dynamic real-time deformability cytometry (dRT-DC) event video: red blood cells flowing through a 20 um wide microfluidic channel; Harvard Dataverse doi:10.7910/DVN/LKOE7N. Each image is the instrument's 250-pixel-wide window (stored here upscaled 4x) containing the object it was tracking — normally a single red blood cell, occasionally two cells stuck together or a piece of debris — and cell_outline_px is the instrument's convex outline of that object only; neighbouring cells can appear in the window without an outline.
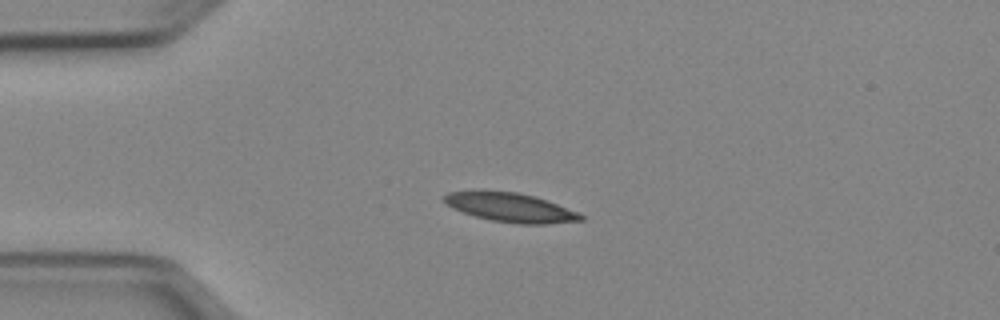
{"species": "Egyptian fruit bat (a non-hibernating species)", "species_latin": "Rousettus aegyptiacus", "temperature_condition": "cold", "stored_images_in_passage": 40, "camera_frame_rate_fps": 3000, "um_per_image_px": 0.085, "animal": {"sex": "female"}, "frame": {"image": 1, "passage_image": 1, "time_ms": 0.0, "image_size_px": [1000, 320], "cell_outline_px": [[584, 220], [548, 224], [516, 224], [492, 220], [476, 216], [452, 208], [440, 196], [448, 192], [476, 188], [484, 188], [516, 192], [548, 200], [576, 212], [584, 216]], "centroid_in_image_um": [43.3, 17.59], "position_along_channel_um": 41.7, "area_um2": 23.7}}
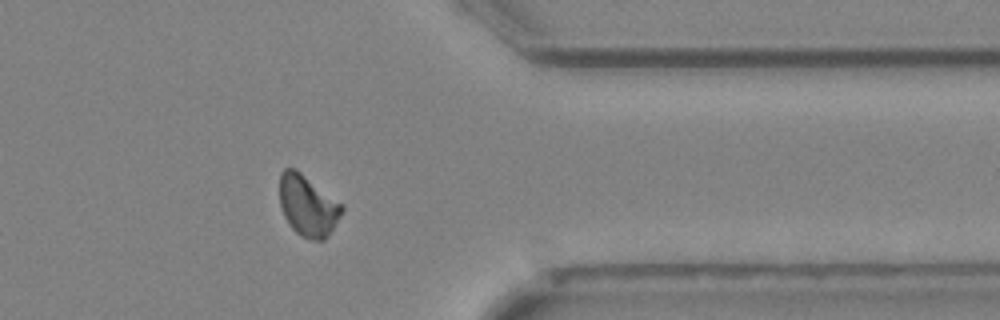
{"frame": {"image": 2, "passage_image": 30, "time_ms": 9.667, "image_size_px": [1000, 320], "cell_outline_px": [[344, 208], [340, 216], [324, 240], [308, 240], [300, 236], [292, 228], [284, 216], [280, 204], [280, 172], [284, 168], [292, 168], [300, 172], [344, 204]], "centroid_in_image_um": [26.16, 17.48], "position_along_channel_um": 385.2, "area_um2": 22.08}}
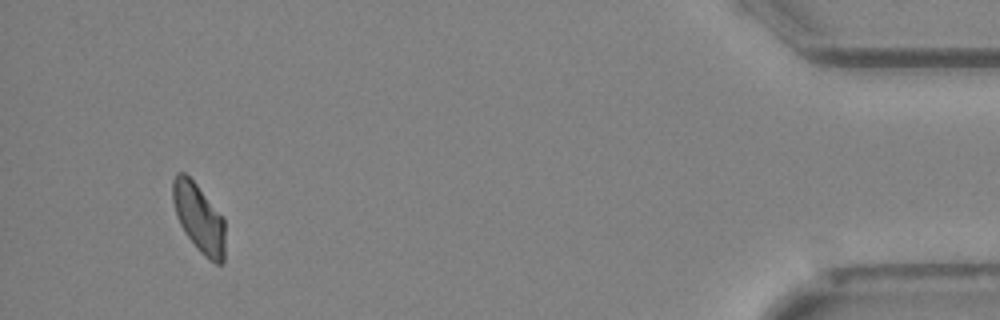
{"frame": {"image": 3, "passage_image": 37, "time_ms": 12.0, "image_size_px": [1000, 320], "cell_outline_px": [[224, 260], [220, 264], [216, 264], [208, 260], [200, 252], [184, 232], [176, 216], [172, 200], [172, 180], [176, 172], [184, 172], [196, 184], [224, 216]], "centroid_in_image_um": [16.9, 18.52], "position_along_channel_um": 418.3, "area_um2": 21.15}}